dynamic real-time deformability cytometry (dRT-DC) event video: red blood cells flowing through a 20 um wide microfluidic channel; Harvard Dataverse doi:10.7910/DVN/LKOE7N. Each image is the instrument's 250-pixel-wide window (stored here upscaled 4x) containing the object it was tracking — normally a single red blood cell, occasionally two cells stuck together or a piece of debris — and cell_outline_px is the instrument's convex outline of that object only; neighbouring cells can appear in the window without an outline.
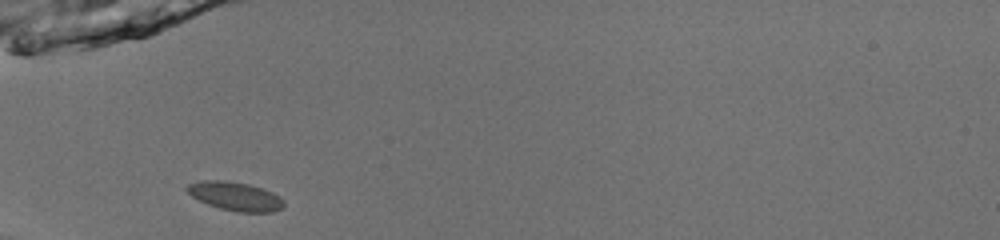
{"species": "common noctule bat (a hibernating species)", "species_latin": "Nyctalus noctula", "temperature_condition": "room temperature", "stored_images_in_passage": 34, "camera_frame_rate_fps": 3000, "um_per_image_px": 0.085, "animal": {"sex": "male", "body_mass_g": 13.0, "forearm_length_mm": 53.1}, "frame": {"image": 1, "passage_image": 1, "time_ms": 0.0, "image_size_px": [1000, 240], "cell_outline_px": [[284, 204], [280, 208], [272, 212], [236, 212], [220, 208], [208, 204], [192, 196], [184, 188], [188, 184], [200, 180], [224, 180], [248, 184], [264, 188], [280, 196], [284, 200]], "centroid_in_image_um": [19.99, 16.67], "position_along_channel_um": 65.0, "area_um2": 16.24}}
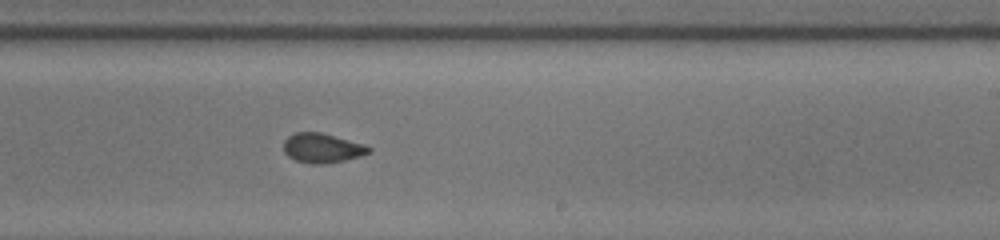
{"frame": {"image": 2, "passage_image": 16, "time_ms": 5.0, "image_size_px": [1000, 240], "cell_outline_px": [[372, 152], [360, 156], [344, 160], [324, 164], [312, 164], [296, 160], [288, 156], [284, 152], [284, 140], [288, 136], [296, 132], [320, 132], [364, 144], [372, 148]], "centroid_in_image_um": [27.39, 12.58], "position_along_channel_um": 261.6, "area_um2": 14.62}}
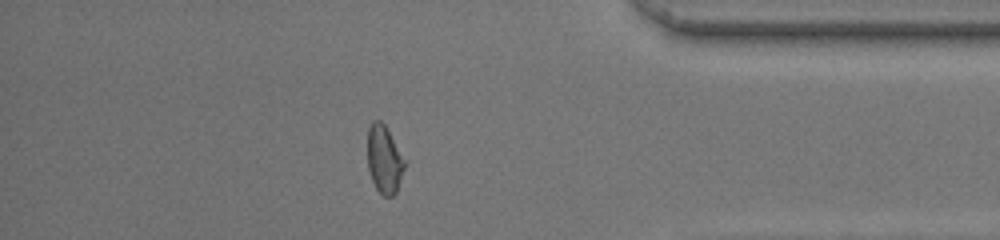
{"frame": {"image": 3, "passage_image": 28, "time_ms": 9.0, "image_size_px": [1000, 240], "cell_outline_px": [[404, 168], [396, 192], [392, 196], [384, 196], [376, 188], [372, 180], [368, 168], [368, 128], [372, 120], [380, 120], [384, 124], [404, 160]], "centroid_in_image_um": [32.63, 13.55], "position_along_channel_um": 402.6, "area_um2": 14.22}, "authors_computed_cell_mechanics": {"area_um2": 14.8546, "velocity_mm_per_s": 4.0032, "shape_relaxation_time_tau1_ms": 4.4193, "shape_relaxation_time_tau2_ms": 1.7135, "deformation_change_tau1": 0.1257, "deformation_change_tau2": 0.0636}}